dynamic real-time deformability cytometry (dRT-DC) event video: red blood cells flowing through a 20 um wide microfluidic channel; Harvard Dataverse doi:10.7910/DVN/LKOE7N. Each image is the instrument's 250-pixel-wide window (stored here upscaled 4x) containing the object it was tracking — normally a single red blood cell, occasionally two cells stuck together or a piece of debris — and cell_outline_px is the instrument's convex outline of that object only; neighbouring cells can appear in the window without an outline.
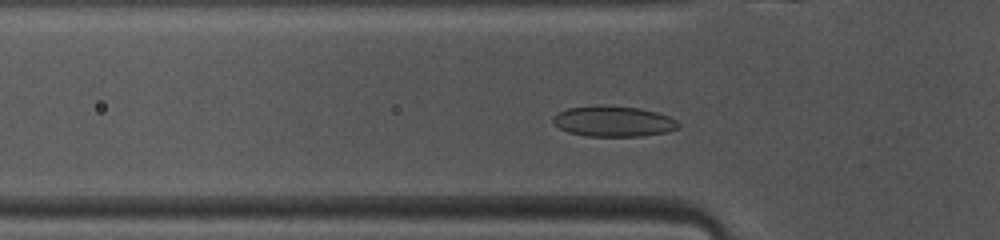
{"species": "common noctule bat (a hibernating species)", "species_latin": "Nyctalus noctula", "temperature_condition": "warm", "stored_images_in_passage": 36, "camera_frame_rate_fps": 3000, "um_per_image_px": 0.085, "animal": {"sex": "female", "body_mass_g": 10.0, "forearm_length_mm": 53.1}, "frame": {"image": 1, "passage_image": 2, "time_ms": 0.333, "image_size_px": [1000, 240], "cell_outline_px": [[680, 124], [676, 128], [668, 132], [640, 136], [588, 136], [568, 132], [552, 124], [552, 116], [568, 108], [640, 108], [656, 112], [668, 116], [676, 120]], "centroid_in_image_um": [52.15, 10.36], "position_along_channel_um": 73.6, "area_um2": 21.44}}
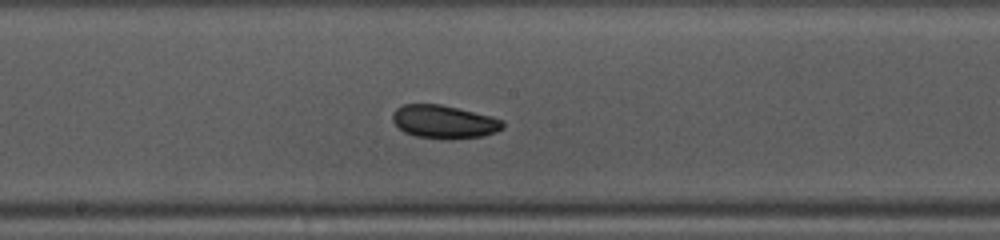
{"frame": {"image": 2, "passage_image": 12, "time_ms": 3.667, "image_size_px": [1000, 240], "cell_outline_px": [[504, 128], [496, 132], [484, 136], [416, 136], [404, 132], [392, 120], [392, 112], [396, 108], [404, 104], [440, 104], [492, 116], [504, 120]], "centroid_in_image_um": [37.75, 10.3], "position_along_channel_um": 210.5, "area_um2": 20.58}}
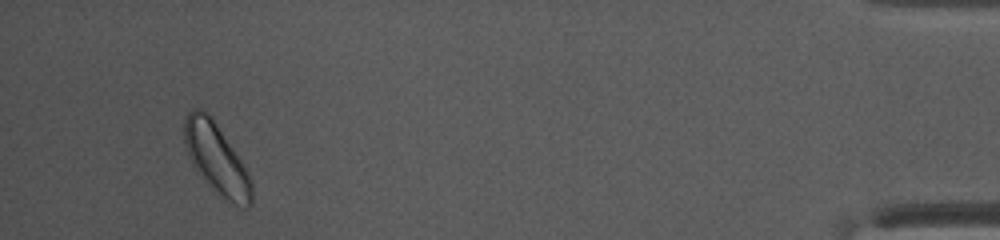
{"frame": {"image": 3, "passage_image": 33, "time_ms": 10.667, "image_size_px": [1000, 240], "cell_outline_px": [[252, 204], [248, 208], [232, 204], [220, 196], [196, 172], [188, 156], [184, 140], [184, 116], [192, 108], [200, 108], [208, 112], [240, 160], [252, 184]], "centroid_in_image_um": [18.36, 13.49], "position_along_channel_um": 416.8, "area_um2": 27.34}, "authors_computed_cell_mechanics": {"area_um2": 21.386, "velocity_mm_per_s": 4.0677, "shape_relaxation_time_tau1_ms": 4.8394, "shape_relaxation_time_tau2_ms": 4.5989, "deformation_change_tau1": 0.0923, "deformation_change_tau2": 0.0957}}